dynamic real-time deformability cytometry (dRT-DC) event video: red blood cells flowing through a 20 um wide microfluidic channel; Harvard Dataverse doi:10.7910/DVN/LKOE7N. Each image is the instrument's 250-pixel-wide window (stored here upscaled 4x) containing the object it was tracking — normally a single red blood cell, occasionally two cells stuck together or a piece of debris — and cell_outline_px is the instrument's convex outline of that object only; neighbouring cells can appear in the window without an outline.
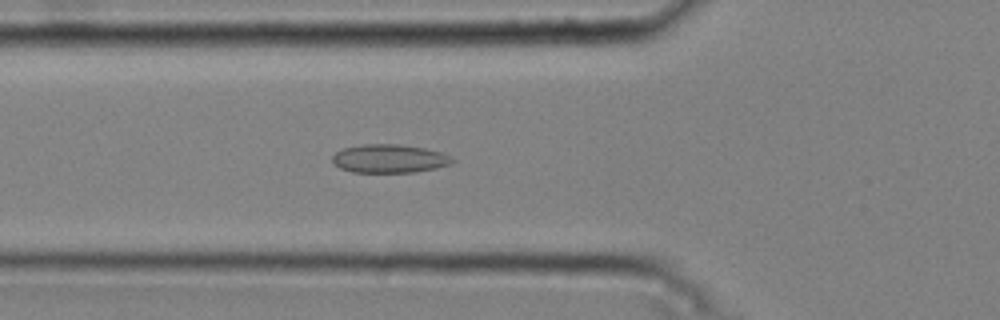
{"species": "common noctule bat (a hibernating species)", "species_latin": "Nyctalus noctula", "temperature_condition": "cold", "stored_images_in_passage": 51, "camera_frame_rate_fps": 3000, "um_per_image_px": 0.085, "animal": {"sex": "male", "body_mass_g": 20.4}, "frame": {"image": 1, "passage_image": 19, "time_ms": 6.0, "image_size_px": [1000, 320], "cell_outline_px": [[456, 160], [452, 164], [436, 168], [416, 172], [352, 172], [340, 168], [332, 164], [332, 156], [336, 152], [344, 148], [364, 144], [400, 144], [424, 148], [440, 152]], "centroid_in_image_um": [33.08, 13.49], "position_along_channel_um": 92.7, "area_um2": 19.94}}
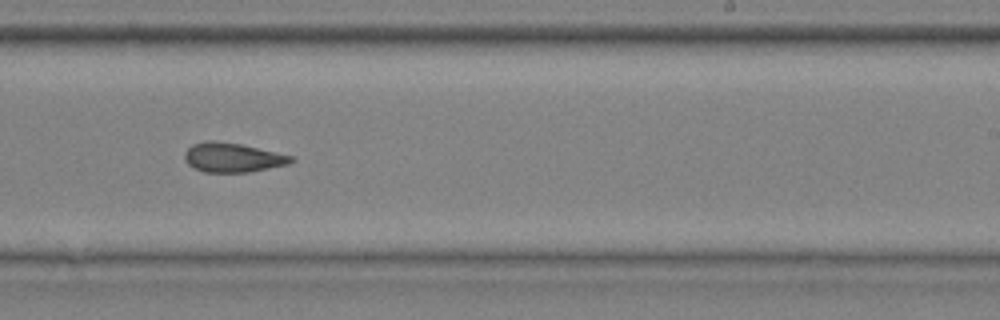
{"frame": {"image": 2, "passage_image": 33, "time_ms": 10.667, "image_size_px": [1000, 320], "cell_outline_px": [[296, 160], [288, 164], [248, 172], [204, 172], [188, 164], [184, 160], [184, 152], [192, 144], [208, 140], [212, 140], [240, 144], [292, 156]], "centroid_in_image_um": [19.74, 13.38], "position_along_channel_um": 269.3, "area_um2": 18.03}}
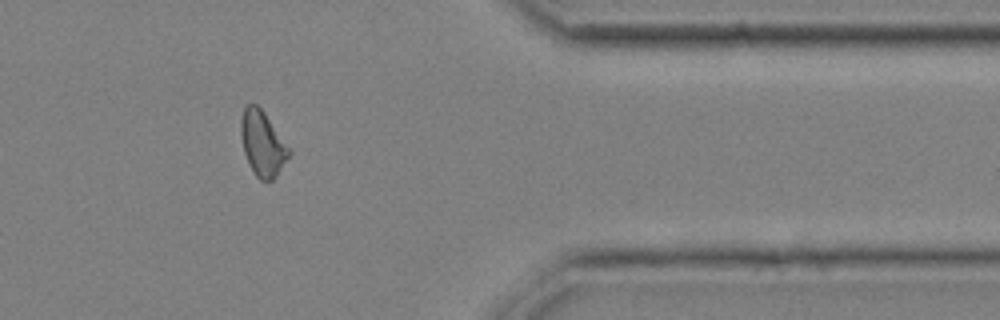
{"frame": {"image": 3, "passage_image": 44, "time_ms": 14.333, "image_size_px": [1000, 320], "cell_outline_px": [[292, 152], [276, 176], [272, 180], [260, 180], [256, 176], [248, 164], [244, 152], [240, 136], [240, 120], [244, 108], [248, 104], [256, 104], [264, 112]], "centroid_in_image_um": [22.29, 12.21], "position_along_channel_um": 389.1, "area_um2": 18.09}, "authors_computed_cell_mechanics": {"area_um2": 18.785, "velocity_mm_per_s": 3.7828, "shape_relaxation_time_tau1_ms": null, "shape_relaxation_time_tau2_ms": 3.6165, "deformation_change_tau1": null, "deformation_change_tau2": 0.1014}}